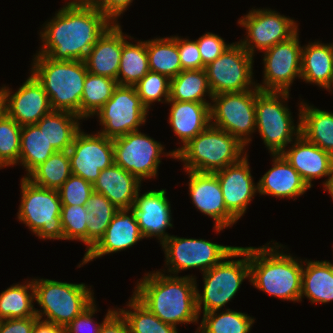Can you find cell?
<instances>
[{"label":"cell","mask_w":333,"mask_h":333,"mask_svg":"<svg viewBox=\"0 0 333 333\" xmlns=\"http://www.w3.org/2000/svg\"><path fill=\"white\" fill-rule=\"evenodd\" d=\"M6 86L0 88L4 112L21 127L36 124L52 111L43 85L31 73L23 85L12 94Z\"/></svg>","instance_id":"obj_18"},{"label":"cell","mask_w":333,"mask_h":333,"mask_svg":"<svg viewBox=\"0 0 333 333\" xmlns=\"http://www.w3.org/2000/svg\"><path fill=\"white\" fill-rule=\"evenodd\" d=\"M21 129L5 112L0 116V168L19 164Z\"/></svg>","instance_id":"obj_42"},{"label":"cell","mask_w":333,"mask_h":333,"mask_svg":"<svg viewBox=\"0 0 333 333\" xmlns=\"http://www.w3.org/2000/svg\"><path fill=\"white\" fill-rule=\"evenodd\" d=\"M71 175L68 151H57L25 178L36 186L58 190Z\"/></svg>","instance_id":"obj_37"},{"label":"cell","mask_w":333,"mask_h":333,"mask_svg":"<svg viewBox=\"0 0 333 333\" xmlns=\"http://www.w3.org/2000/svg\"><path fill=\"white\" fill-rule=\"evenodd\" d=\"M148 111L134 86L118 85L112 97L96 113L103 126L99 133L115 139L138 131L139 126L146 122Z\"/></svg>","instance_id":"obj_12"},{"label":"cell","mask_w":333,"mask_h":333,"mask_svg":"<svg viewBox=\"0 0 333 333\" xmlns=\"http://www.w3.org/2000/svg\"><path fill=\"white\" fill-rule=\"evenodd\" d=\"M238 23L247 30V37L239 43L252 56H255V49L264 51L298 32V25L293 19L271 9L252 8Z\"/></svg>","instance_id":"obj_15"},{"label":"cell","mask_w":333,"mask_h":333,"mask_svg":"<svg viewBox=\"0 0 333 333\" xmlns=\"http://www.w3.org/2000/svg\"><path fill=\"white\" fill-rule=\"evenodd\" d=\"M4 113V105H3V101L2 98L0 96V116Z\"/></svg>","instance_id":"obj_55"},{"label":"cell","mask_w":333,"mask_h":333,"mask_svg":"<svg viewBox=\"0 0 333 333\" xmlns=\"http://www.w3.org/2000/svg\"><path fill=\"white\" fill-rule=\"evenodd\" d=\"M206 94L212 100L205 69L182 70L176 77L170 79L169 100L207 102Z\"/></svg>","instance_id":"obj_35"},{"label":"cell","mask_w":333,"mask_h":333,"mask_svg":"<svg viewBox=\"0 0 333 333\" xmlns=\"http://www.w3.org/2000/svg\"><path fill=\"white\" fill-rule=\"evenodd\" d=\"M243 256V259L228 260ZM246 278H250L249 247H236L223 261L203 273V293L196 289L198 314L202 307L203 314L219 311L236 295Z\"/></svg>","instance_id":"obj_7"},{"label":"cell","mask_w":333,"mask_h":333,"mask_svg":"<svg viewBox=\"0 0 333 333\" xmlns=\"http://www.w3.org/2000/svg\"><path fill=\"white\" fill-rule=\"evenodd\" d=\"M56 152L36 124L22 126L19 162L27 175Z\"/></svg>","instance_id":"obj_33"},{"label":"cell","mask_w":333,"mask_h":333,"mask_svg":"<svg viewBox=\"0 0 333 333\" xmlns=\"http://www.w3.org/2000/svg\"><path fill=\"white\" fill-rule=\"evenodd\" d=\"M112 24L93 4L68 2L40 32L43 44L37 54L55 61H84Z\"/></svg>","instance_id":"obj_1"},{"label":"cell","mask_w":333,"mask_h":333,"mask_svg":"<svg viewBox=\"0 0 333 333\" xmlns=\"http://www.w3.org/2000/svg\"><path fill=\"white\" fill-rule=\"evenodd\" d=\"M78 120L81 118L72 112L52 110L36 125L56 151H68L80 130Z\"/></svg>","instance_id":"obj_29"},{"label":"cell","mask_w":333,"mask_h":333,"mask_svg":"<svg viewBox=\"0 0 333 333\" xmlns=\"http://www.w3.org/2000/svg\"><path fill=\"white\" fill-rule=\"evenodd\" d=\"M123 33V47L117 76L118 85H136L150 70L146 41L128 42Z\"/></svg>","instance_id":"obj_34"},{"label":"cell","mask_w":333,"mask_h":333,"mask_svg":"<svg viewBox=\"0 0 333 333\" xmlns=\"http://www.w3.org/2000/svg\"><path fill=\"white\" fill-rule=\"evenodd\" d=\"M168 273L199 268L206 272L226 258L236 247L224 246L204 239L170 236L162 243Z\"/></svg>","instance_id":"obj_13"},{"label":"cell","mask_w":333,"mask_h":333,"mask_svg":"<svg viewBox=\"0 0 333 333\" xmlns=\"http://www.w3.org/2000/svg\"><path fill=\"white\" fill-rule=\"evenodd\" d=\"M117 310L103 323L100 333H130L127 321Z\"/></svg>","instance_id":"obj_51"},{"label":"cell","mask_w":333,"mask_h":333,"mask_svg":"<svg viewBox=\"0 0 333 333\" xmlns=\"http://www.w3.org/2000/svg\"><path fill=\"white\" fill-rule=\"evenodd\" d=\"M123 47V32L113 23L91 48L85 58L87 71L117 81Z\"/></svg>","instance_id":"obj_25"},{"label":"cell","mask_w":333,"mask_h":333,"mask_svg":"<svg viewBox=\"0 0 333 333\" xmlns=\"http://www.w3.org/2000/svg\"><path fill=\"white\" fill-rule=\"evenodd\" d=\"M196 41L204 66L212 63L231 45L226 44L220 36L210 32L205 33Z\"/></svg>","instance_id":"obj_47"},{"label":"cell","mask_w":333,"mask_h":333,"mask_svg":"<svg viewBox=\"0 0 333 333\" xmlns=\"http://www.w3.org/2000/svg\"><path fill=\"white\" fill-rule=\"evenodd\" d=\"M298 32L290 39L264 50V80L261 91L289 92L293 80L301 78L302 47Z\"/></svg>","instance_id":"obj_16"},{"label":"cell","mask_w":333,"mask_h":333,"mask_svg":"<svg viewBox=\"0 0 333 333\" xmlns=\"http://www.w3.org/2000/svg\"><path fill=\"white\" fill-rule=\"evenodd\" d=\"M189 175V194L196 208L212 217L219 233L237 220L227 211L219 180L215 173L186 171Z\"/></svg>","instance_id":"obj_19"},{"label":"cell","mask_w":333,"mask_h":333,"mask_svg":"<svg viewBox=\"0 0 333 333\" xmlns=\"http://www.w3.org/2000/svg\"><path fill=\"white\" fill-rule=\"evenodd\" d=\"M177 46L182 70L205 69L196 40L182 39L177 36Z\"/></svg>","instance_id":"obj_48"},{"label":"cell","mask_w":333,"mask_h":333,"mask_svg":"<svg viewBox=\"0 0 333 333\" xmlns=\"http://www.w3.org/2000/svg\"><path fill=\"white\" fill-rule=\"evenodd\" d=\"M38 317L2 319L0 320V333H32Z\"/></svg>","instance_id":"obj_49"},{"label":"cell","mask_w":333,"mask_h":333,"mask_svg":"<svg viewBox=\"0 0 333 333\" xmlns=\"http://www.w3.org/2000/svg\"><path fill=\"white\" fill-rule=\"evenodd\" d=\"M143 238L133 209H119L104 236L84 255L82 263L78 267L105 254L130 248Z\"/></svg>","instance_id":"obj_23"},{"label":"cell","mask_w":333,"mask_h":333,"mask_svg":"<svg viewBox=\"0 0 333 333\" xmlns=\"http://www.w3.org/2000/svg\"><path fill=\"white\" fill-rule=\"evenodd\" d=\"M34 300L33 279L25 285L10 286L0 294V320L37 317Z\"/></svg>","instance_id":"obj_38"},{"label":"cell","mask_w":333,"mask_h":333,"mask_svg":"<svg viewBox=\"0 0 333 333\" xmlns=\"http://www.w3.org/2000/svg\"><path fill=\"white\" fill-rule=\"evenodd\" d=\"M73 1L82 3V4H94L97 0H73Z\"/></svg>","instance_id":"obj_53"},{"label":"cell","mask_w":333,"mask_h":333,"mask_svg":"<svg viewBox=\"0 0 333 333\" xmlns=\"http://www.w3.org/2000/svg\"><path fill=\"white\" fill-rule=\"evenodd\" d=\"M326 190H328L329 194L331 195V197L333 199V177H332L330 186Z\"/></svg>","instance_id":"obj_54"},{"label":"cell","mask_w":333,"mask_h":333,"mask_svg":"<svg viewBox=\"0 0 333 333\" xmlns=\"http://www.w3.org/2000/svg\"><path fill=\"white\" fill-rule=\"evenodd\" d=\"M127 306L129 310L122 308L118 311L127 321L130 333H178L176 327L162 322L134 295Z\"/></svg>","instance_id":"obj_40"},{"label":"cell","mask_w":333,"mask_h":333,"mask_svg":"<svg viewBox=\"0 0 333 333\" xmlns=\"http://www.w3.org/2000/svg\"><path fill=\"white\" fill-rule=\"evenodd\" d=\"M72 175L94 184L102 170L114 163L113 139L100 134H86L81 129L68 150Z\"/></svg>","instance_id":"obj_17"},{"label":"cell","mask_w":333,"mask_h":333,"mask_svg":"<svg viewBox=\"0 0 333 333\" xmlns=\"http://www.w3.org/2000/svg\"><path fill=\"white\" fill-rule=\"evenodd\" d=\"M288 98L289 92L256 89V129L258 128L271 155L281 154L287 145L292 143V139H296L293 136L298 137L301 134V112L298 125L294 126L291 112L287 105L283 104Z\"/></svg>","instance_id":"obj_8"},{"label":"cell","mask_w":333,"mask_h":333,"mask_svg":"<svg viewBox=\"0 0 333 333\" xmlns=\"http://www.w3.org/2000/svg\"><path fill=\"white\" fill-rule=\"evenodd\" d=\"M211 102V125L233 135L244 146L248 145L252 141L250 134L256 130V89L219 93Z\"/></svg>","instance_id":"obj_10"},{"label":"cell","mask_w":333,"mask_h":333,"mask_svg":"<svg viewBox=\"0 0 333 333\" xmlns=\"http://www.w3.org/2000/svg\"><path fill=\"white\" fill-rule=\"evenodd\" d=\"M64 240H79L87 246L88 211L85 205H61Z\"/></svg>","instance_id":"obj_43"},{"label":"cell","mask_w":333,"mask_h":333,"mask_svg":"<svg viewBox=\"0 0 333 333\" xmlns=\"http://www.w3.org/2000/svg\"><path fill=\"white\" fill-rule=\"evenodd\" d=\"M142 104L149 109L155 102L164 103L169 101L170 97V79L159 73L149 71L136 85H134Z\"/></svg>","instance_id":"obj_44"},{"label":"cell","mask_w":333,"mask_h":333,"mask_svg":"<svg viewBox=\"0 0 333 333\" xmlns=\"http://www.w3.org/2000/svg\"><path fill=\"white\" fill-rule=\"evenodd\" d=\"M97 311L95 301L86 308L81 314L75 317L67 326L66 333H84L88 331V333H100L101 327L103 323L116 311L109 310L105 315V318L102 323H96L92 318L93 314ZM95 324V325H93ZM93 325V326H92ZM92 326V327H91ZM90 328V329H89ZM92 330V331H91Z\"/></svg>","instance_id":"obj_46"},{"label":"cell","mask_w":333,"mask_h":333,"mask_svg":"<svg viewBox=\"0 0 333 333\" xmlns=\"http://www.w3.org/2000/svg\"><path fill=\"white\" fill-rule=\"evenodd\" d=\"M114 163L140 181L157 176L164 147L160 142L138 131L113 139Z\"/></svg>","instance_id":"obj_14"},{"label":"cell","mask_w":333,"mask_h":333,"mask_svg":"<svg viewBox=\"0 0 333 333\" xmlns=\"http://www.w3.org/2000/svg\"><path fill=\"white\" fill-rule=\"evenodd\" d=\"M203 314L196 333H249L255 319L245 313L227 309ZM200 331V332H199Z\"/></svg>","instance_id":"obj_41"},{"label":"cell","mask_w":333,"mask_h":333,"mask_svg":"<svg viewBox=\"0 0 333 333\" xmlns=\"http://www.w3.org/2000/svg\"><path fill=\"white\" fill-rule=\"evenodd\" d=\"M160 271L145 274L133 292L162 322L177 324L197 323L196 279L191 276L164 275Z\"/></svg>","instance_id":"obj_2"},{"label":"cell","mask_w":333,"mask_h":333,"mask_svg":"<svg viewBox=\"0 0 333 333\" xmlns=\"http://www.w3.org/2000/svg\"><path fill=\"white\" fill-rule=\"evenodd\" d=\"M146 51L151 72L163 74L172 79L182 71L177 36L147 40Z\"/></svg>","instance_id":"obj_32"},{"label":"cell","mask_w":333,"mask_h":333,"mask_svg":"<svg viewBox=\"0 0 333 333\" xmlns=\"http://www.w3.org/2000/svg\"><path fill=\"white\" fill-rule=\"evenodd\" d=\"M272 168L257 183L258 193L282 198H296L310 189L301 175L281 155L272 154Z\"/></svg>","instance_id":"obj_27"},{"label":"cell","mask_w":333,"mask_h":333,"mask_svg":"<svg viewBox=\"0 0 333 333\" xmlns=\"http://www.w3.org/2000/svg\"><path fill=\"white\" fill-rule=\"evenodd\" d=\"M303 265L301 299L305 295L311 303L333 301V269L329 261H307ZM306 268H305V267Z\"/></svg>","instance_id":"obj_30"},{"label":"cell","mask_w":333,"mask_h":333,"mask_svg":"<svg viewBox=\"0 0 333 333\" xmlns=\"http://www.w3.org/2000/svg\"><path fill=\"white\" fill-rule=\"evenodd\" d=\"M61 205H86L93 193V184L82 177L71 175L57 190Z\"/></svg>","instance_id":"obj_45"},{"label":"cell","mask_w":333,"mask_h":333,"mask_svg":"<svg viewBox=\"0 0 333 333\" xmlns=\"http://www.w3.org/2000/svg\"><path fill=\"white\" fill-rule=\"evenodd\" d=\"M34 56L31 73L43 85L52 110L72 112L81 118V98L88 72L85 61Z\"/></svg>","instance_id":"obj_4"},{"label":"cell","mask_w":333,"mask_h":333,"mask_svg":"<svg viewBox=\"0 0 333 333\" xmlns=\"http://www.w3.org/2000/svg\"><path fill=\"white\" fill-rule=\"evenodd\" d=\"M301 135L333 156V113L300 103Z\"/></svg>","instance_id":"obj_31"},{"label":"cell","mask_w":333,"mask_h":333,"mask_svg":"<svg viewBox=\"0 0 333 333\" xmlns=\"http://www.w3.org/2000/svg\"><path fill=\"white\" fill-rule=\"evenodd\" d=\"M167 103L171 104L169 124L183 143L180 148L165 154L175 158V154L182 147L211 124V103L175 100H169Z\"/></svg>","instance_id":"obj_24"},{"label":"cell","mask_w":333,"mask_h":333,"mask_svg":"<svg viewBox=\"0 0 333 333\" xmlns=\"http://www.w3.org/2000/svg\"><path fill=\"white\" fill-rule=\"evenodd\" d=\"M249 247L250 283L270 296L301 300L303 261L277 250L282 245ZM278 247V248H277ZM275 248V249H274Z\"/></svg>","instance_id":"obj_3"},{"label":"cell","mask_w":333,"mask_h":333,"mask_svg":"<svg viewBox=\"0 0 333 333\" xmlns=\"http://www.w3.org/2000/svg\"><path fill=\"white\" fill-rule=\"evenodd\" d=\"M244 149L233 135L210 124L182 147L175 158L184 162L185 171L214 173L238 162L246 154Z\"/></svg>","instance_id":"obj_5"},{"label":"cell","mask_w":333,"mask_h":333,"mask_svg":"<svg viewBox=\"0 0 333 333\" xmlns=\"http://www.w3.org/2000/svg\"><path fill=\"white\" fill-rule=\"evenodd\" d=\"M133 0H97L93 5L105 14L113 23L126 11Z\"/></svg>","instance_id":"obj_50"},{"label":"cell","mask_w":333,"mask_h":333,"mask_svg":"<svg viewBox=\"0 0 333 333\" xmlns=\"http://www.w3.org/2000/svg\"><path fill=\"white\" fill-rule=\"evenodd\" d=\"M117 86L118 82L112 78L87 72L81 98V119L96 115Z\"/></svg>","instance_id":"obj_39"},{"label":"cell","mask_w":333,"mask_h":333,"mask_svg":"<svg viewBox=\"0 0 333 333\" xmlns=\"http://www.w3.org/2000/svg\"><path fill=\"white\" fill-rule=\"evenodd\" d=\"M141 181L113 163L102 170L93 184L94 192L103 194L118 209H131Z\"/></svg>","instance_id":"obj_26"},{"label":"cell","mask_w":333,"mask_h":333,"mask_svg":"<svg viewBox=\"0 0 333 333\" xmlns=\"http://www.w3.org/2000/svg\"><path fill=\"white\" fill-rule=\"evenodd\" d=\"M88 211L87 225V251L88 253L104 236L112 218L118 212V208L113 205L103 194L94 192L90 195L86 203Z\"/></svg>","instance_id":"obj_36"},{"label":"cell","mask_w":333,"mask_h":333,"mask_svg":"<svg viewBox=\"0 0 333 333\" xmlns=\"http://www.w3.org/2000/svg\"><path fill=\"white\" fill-rule=\"evenodd\" d=\"M34 299L42 310L36 316L46 322L67 326L95 300L94 293L84 283L73 284L50 279H33Z\"/></svg>","instance_id":"obj_6"},{"label":"cell","mask_w":333,"mask_h":333,"mask_svg":"<svg viewBox=\"0 0 333 333\" xmlns=\"http://www.w3.org/2000/svg\"><path fill=\"white\" fill-rule=\"evenodd\" d=\"M289 148L285 149L281 155L301 175L310 188L313 179L328 176L323 183L326 191L333 177V156L308 141L301 134L296 137L292 147Z\"/></svg>","instance_id":"obj_21"},{"label":"cell","mask_w":333,"mask_h":333,"mask_svg":"<svg viewBox=\"0 0 333 333\" xmlns=\"http://www.w3.org/2000/svg\"><path fill=\"white\" fill-rule=\"evenodd\" d=\"M253 62V56L239 42L231 43L219 57L205 66L212 95L258 89L252 80Z\"/></svg>","instance_id":"obj_11"},{"label":"cell","mask_w":333,"mask_h":333,"mask_svg":"<svg viewBox=\"0 0 333 333\" xmlns=\"http://www.w3.org/2000/svg\"><path fill=\"white\" fill-rule=\"evenodd\" d=\"M247 157L246 153L238 162L214 172L219 180L227 211L236 220L244 215L248 204L258 192Z\"/></svg>","instance_id":"obj_20"},{"label":"cell","mask_w":333,"mask_h":333,"mask_svg":"<svg viewBox=\"0 0 333 333\" xmlns=\"http://www.w3.org/2000/svg\"><path fill=\"white\" fill-rule=\"evenodd\" d=\"M301 78L307 83H314L332 91L333 53L332 44L312 42L302 46Z\"/></svg>","instance_id":"obj_28"},{"label":"cell","mask_w":333,"mask_h":333,"mask_svg":"<svg viewBox=\"0 0 333 333\" xmlns=\"http://www.w3.org/2000/svg\"><path fill=\"white\" fill-rule=\"evenodd\" d=\"M32 333H66V328L62 325H57L43 321V319H38L35 322Z\"/></svg>","instance_id":"obj_52"},{"label":"cell","mask_w":333,"mask_h":333,"mask_svg":"<svg viewBox=\"0 0 333 333\" xmlns=\"http://www.w3.org/2000/svg\"><path fill=\"white\" fill-rule=\"evenodd\" d=\"M21 202L18 219L40 239L64 240L61 201L56 189L42 188L21 179Z\"/></svg>","instance_id":"obj_9"},{"label":"cell","mask_w":333,"mask_h":333,"mask_svg":"<svg viewBox=\"0 0 333 333\" xmlns=\"http://www.w3.org/2000/svg\"><path fill=\"white\" fill-rule=\"evenodd\" d=\"M135 198L132 206L140 232L144 238L155 236L161 244L170 236L165 232L171 223V206L166 196V189L152 190Z\"/></svg>","instance_id":"obj_22"}]
</instances>
